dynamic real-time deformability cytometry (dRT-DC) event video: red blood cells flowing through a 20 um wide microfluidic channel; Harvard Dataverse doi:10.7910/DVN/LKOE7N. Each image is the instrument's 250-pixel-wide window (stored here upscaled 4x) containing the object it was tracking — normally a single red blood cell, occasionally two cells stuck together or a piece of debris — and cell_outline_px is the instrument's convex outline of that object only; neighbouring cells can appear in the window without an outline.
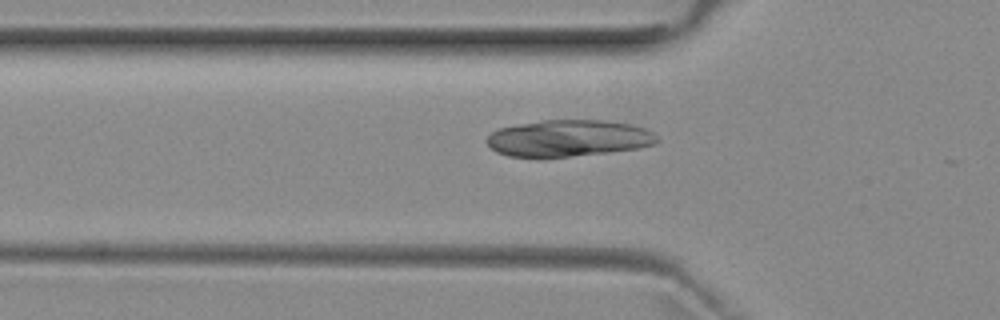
{"species": "common noctule bat (a hibernating species)", "species_latin": "Nyctalus noctula", "temperature_condition": "room temperature", "stored_images_in_passage": 43, "camera_frame_rate_fps": 3000, "um_per_image_px": 0.085, "animal": {"sex": "female", "body_mass_g": 29.2, "forearm_length_mm": 56.3}, "frame": {"image": 1, "passage_image": 10, "time_ms": 3.0, "image_size_px": [1000, 320], "cell_outline_px": [[660, 140], [656, 144], [640, 148], [608, 152], [568, 156], [508, 156], [496, 152], [484, 140], [492, 132], [500, 128], [516, 124], [544, 120], [604, 120], [632, 124], [644, 128], [652, 132]], "centroid_in_image_um": [48.34, 11.73], "position_along_channel_um": 77.5, "area_um2": 36.18}}
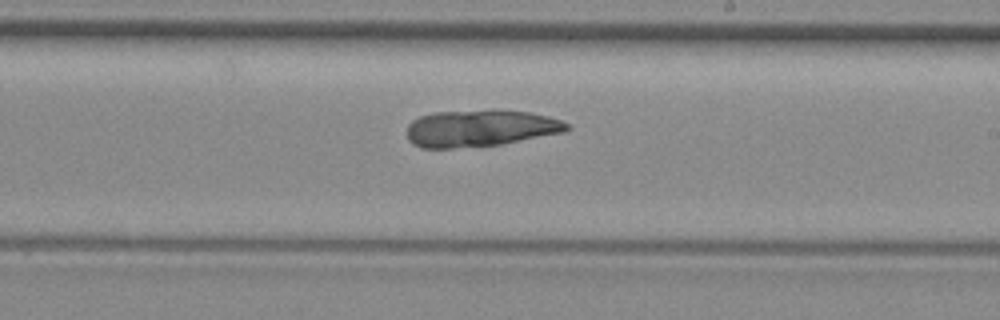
{"frame": {"image": 2, "passage_image": 23, "time_ms": 7.333, "image_size_px": [1000, 320], "cell_outline_px": [[572, 128], [568, 132], [500, 144], [452, 148], [420, 148], [412, 144], [408, 140], [408, 124], [412, 120], [420, 116], [436, 112], [528, 112], [548, 116], [560, 120], [568, 124]], "centroid_in_image_um": [40.83, 10.94], "position_along_channel_um": 248.2, "area_um2": 33.58}}
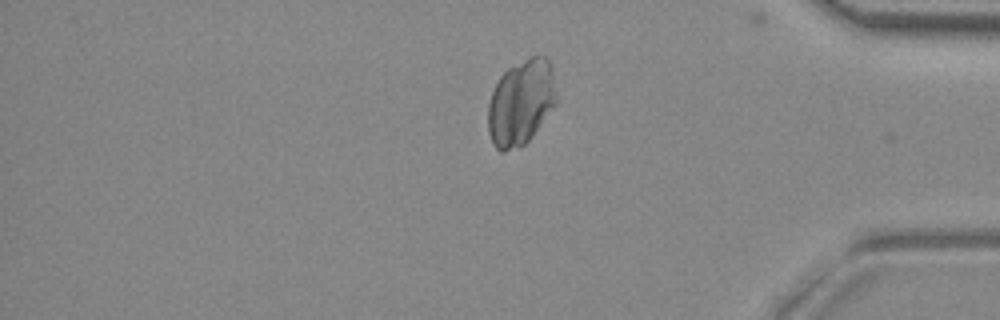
{"frame": {"image": 3, "passage_image": 36, "time_ms": 11.667, "image_size_px": [1000, 320], "cell_outline_px": [[556, 100], [528, 140], [524, 144], [504, 152], [500, 152], [492, 144], [488, 132], [488, 104], [492, 92], [500, 76], [508, 68], [536, 52], [540, 52], [548, 56], [552, 68], [556, 96]], "centroid_in_image_um": [44.25, 8.64], "position_along_channel_um": 390.9, "area_um2": 33.93}}